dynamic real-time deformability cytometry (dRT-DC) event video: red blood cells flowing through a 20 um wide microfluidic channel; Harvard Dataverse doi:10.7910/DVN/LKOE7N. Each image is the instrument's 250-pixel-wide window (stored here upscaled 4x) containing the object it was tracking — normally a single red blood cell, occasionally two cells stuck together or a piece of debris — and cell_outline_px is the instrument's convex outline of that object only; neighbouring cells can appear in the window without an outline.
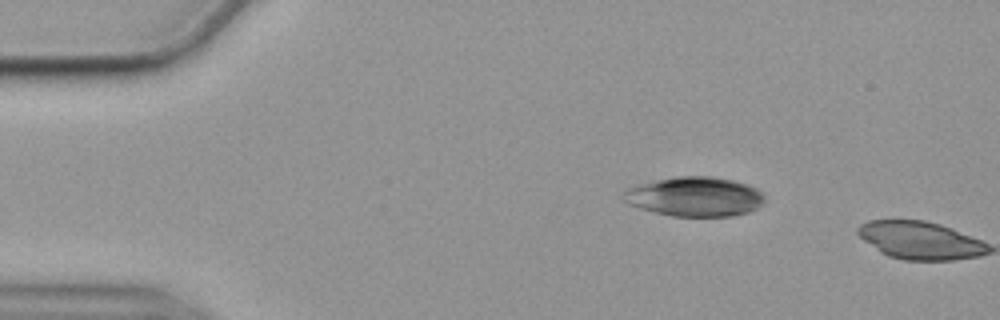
{"species": "common noctule bat (a hibernating species)", "species_latin": "Nyctalus noctula", "temperature_condition": "cold", "stored_images_in_passage": 2, "camera_frame_rate_fps": 3000, "um_per_image_px": 0.085, "animal": {"sex": "female", "body_mass_g": 19.9}, "frame": {"image": 1, "passage_image": 1, "time_ms": 0.0, "image_size_px": [1000, 320], "cell_outline_px": [[764, 200], [756, 208], [748, 212], [732, 216], [672, 216], [640, 208], [628, 204], [624, 200], [624, 192], [628, 188], [640, 184], [656, 180], [676, 176], [712, 176], [732, 180], [756, 188], [764, 196]], "centroid_in_image_um": [59.05, 16.71], "position_along_channel_um": 26.0, "area_um2": 32.14}}